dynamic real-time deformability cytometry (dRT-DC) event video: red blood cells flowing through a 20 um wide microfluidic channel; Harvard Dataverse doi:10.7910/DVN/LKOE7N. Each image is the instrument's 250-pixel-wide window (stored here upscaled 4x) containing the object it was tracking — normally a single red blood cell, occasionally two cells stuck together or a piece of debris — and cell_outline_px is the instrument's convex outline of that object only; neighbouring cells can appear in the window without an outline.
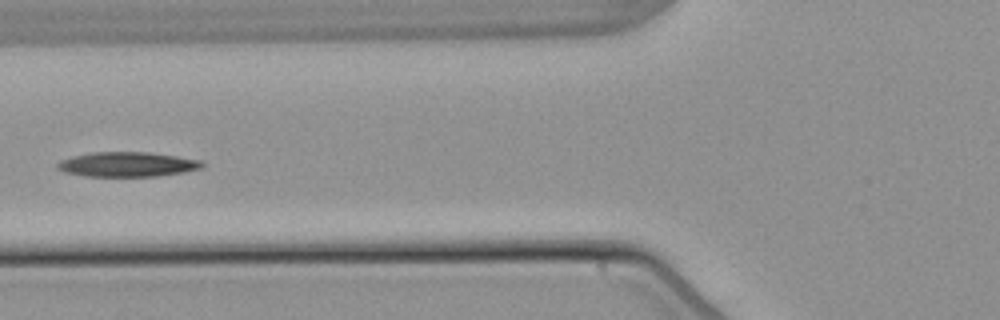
{"species": "common noctule bat (a hibernating species)", "species_latin": "Nyctalus noctula", "temperature_condition": "warm", "stored_images_in_passage": 6, "camera_frame_rate_fps": 3000, "um_per_image_px": 0.085, "animal": {"sex": "male", "body_mass_g": 21.5, "forearm_length_mm": 52.0}, "frame": {"image": 1, "passage_image": 6, "time_ms": 6.333, "image_size_px": [1000, 320], "cell_outline_px": [[204, 168], [184, 172], [160, 176], [84, 176], [64, 172], [56, 168], [56, 164], [60, 160], [72, 156], [92, 152], [148, 152], [204, 160]], "centroid_in_image_um": [10.84, 13.97], "position_along_channel_um": 115.0, "area_um2": 21.1}}